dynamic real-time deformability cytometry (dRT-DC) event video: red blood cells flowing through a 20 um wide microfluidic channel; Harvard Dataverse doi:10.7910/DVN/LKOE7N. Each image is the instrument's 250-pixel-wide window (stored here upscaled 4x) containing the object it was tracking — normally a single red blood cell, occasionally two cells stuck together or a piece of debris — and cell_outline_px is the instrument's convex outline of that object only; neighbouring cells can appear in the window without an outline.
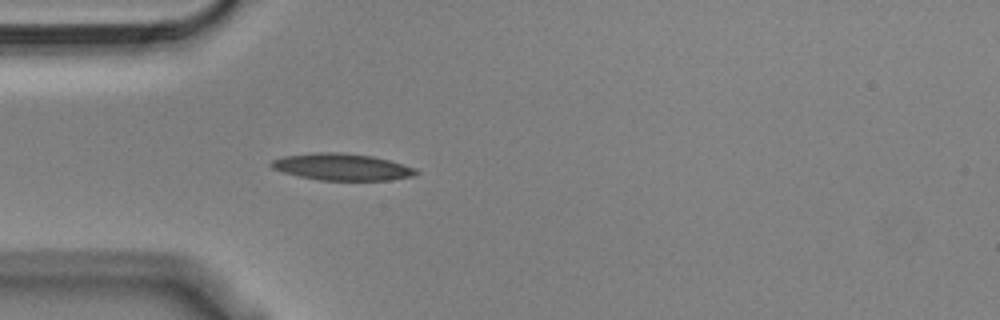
{"species": "Egyptian fruit bat (a non-hibernating species)", "species_latin": "Rousettus aegyptiacus", "temperature_condition": "cold", "stored_images_in_passage": 40, "camera_frame_rate_fps": 3000, "um_per_image_px": 0.085, "animal": {"sex": "male"}, "frame": {"image": 1, "passage_image": 1, "time_ms": 0.0, "image_size_px": [1000, 320], "cell_outline_px": [[420, 172], [412, 176], [388, 180], [320, 180], [300, 176], [284, 172], [272, 168], [268, 164], [272, 160], [284, 156], [316, 152], [336, 152], [372, 156], [388, 160], [416, 168]], "centroid_in_image_um": [29.05, 14.19], "position_along_channel_um": 55.9, "area_um2": 22.37}}
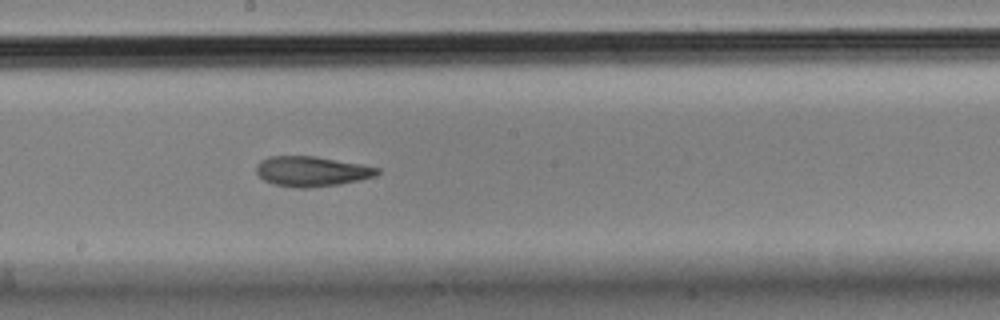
{"frame": {"image": 2, "passage_image": 15, "time_ms": 4.667, "image_size_px": [1000, 320], "cell_outline_px": [[380, 172], [376, 176], [360, 180], [340, 184], [308, 188], [296, 188], [272, 184], [264, 180], [256, 172], [256, 164], [260, 160], [268, 156], [316, 156], [360, 164], [380, 168]], "centroid_in_image_um": [26.48, 14.56], "position_along_channel_um": 221.7, "area_um2": 21.39}}
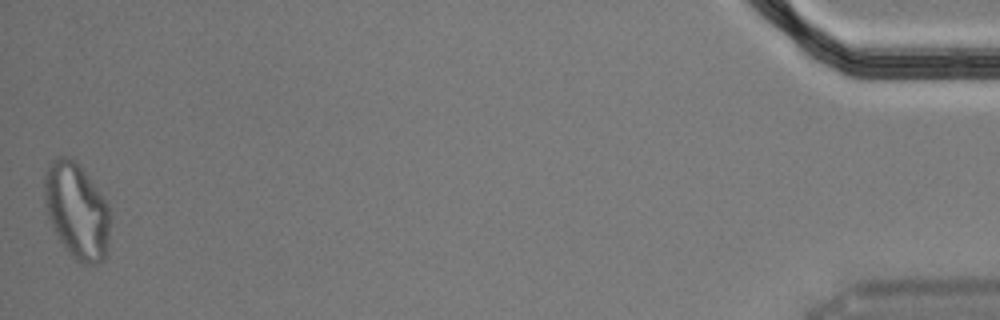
{"frame": {"image": 3, "passage_image": 40, "time_ms": 13.0, "image_size_px": [1000, 320], "cell_outline_px": [[112, 220], [108, 256], [104, 260], [96, 264], [80, 264], [64, 248], [48, 216], [44, 200], [44, 172], [48, 164], [56, 156], [68, 156], [88, 176], [104, 196], [108, 204]], "centroid_in_image_um": [6.57, 17.95], "position_along_channel_um": 428.6, "area_um2": 37.4}, "authors_computed_cell_mechanics": {"area_um2": 21.9062, "velocity_mm_per_s": 3.622, "shape_relaxation_time_tau1_ms": 9.3424, "shape_relaxation_time_tau2_ms": 3.6455, "deformation_change_tau1": 0.2513, "deformation_change_tau2": 0.115}}